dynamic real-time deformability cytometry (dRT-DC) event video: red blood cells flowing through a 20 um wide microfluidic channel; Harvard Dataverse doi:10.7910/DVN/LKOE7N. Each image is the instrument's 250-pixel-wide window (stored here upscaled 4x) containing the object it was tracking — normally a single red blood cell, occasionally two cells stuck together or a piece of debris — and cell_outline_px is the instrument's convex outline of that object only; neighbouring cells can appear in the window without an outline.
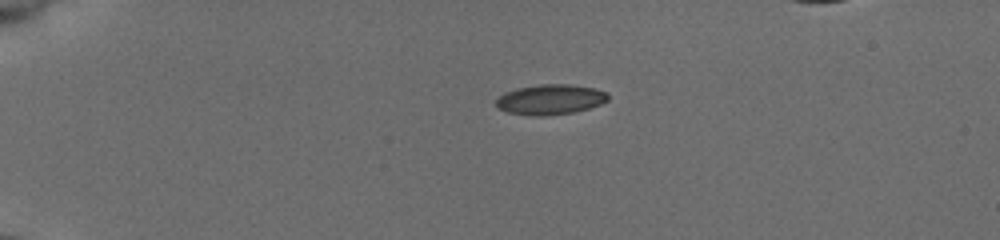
{"species": "common noctule bat (a hibernating species)", "species_latin": "Nyctalus noctula", "temperature_condition": "cold", "stored_images_in_passage": 42, "camera_frame_rate_fps": 3000, "um_per_image_px": 0.085, "animal": {"sex": "female", "body_mass_g": 19.5, "forearm_length_mm": 54.1}, "frame": {"image": 1, "passage_image": 1, "time_ms": 0.0, "image_size_px": [1000, 240], "cell_outline_px": [[608, 100], [600, 104], [588, 108], [572, 112], [544, 116], [532, 116], [508, 112], [496, 108], [496, 100], [504, 92], [516, 88], [540, 84], [568, 84], [596, 88], [608, 92]], "centroid_in_image_um": [46.76, 8.45], "position_along_channel_um": 38.2, "area_um2": 19.77}}
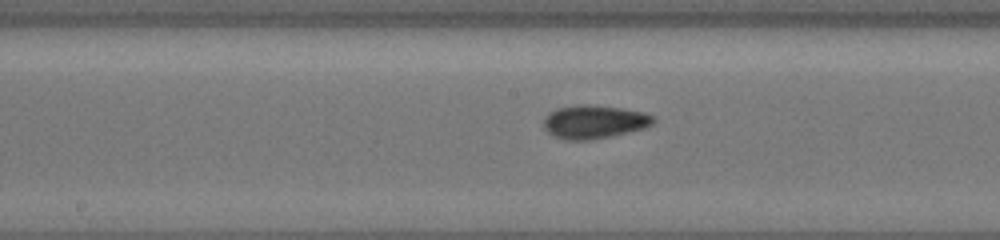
{"frame": {"image": 2, "passage_image": 18, "time_ms": 5.667, "image_size_px": [1000, 240], "cell_outline_px": [[656, 120], [652, 124], [644, 128], [612, 136], [588, 140], [568, 140], [556, 136], [548, 132], [544, 128], [544, 116], [548, 112], [556, 108], [576, 104], [592, 104], [620, 108], [644, 112], [656, 116]], "centroid_in_image_um": [50.51, 10.33], "position_along_channel_um": 197.7, "area_um2": 21.56}}
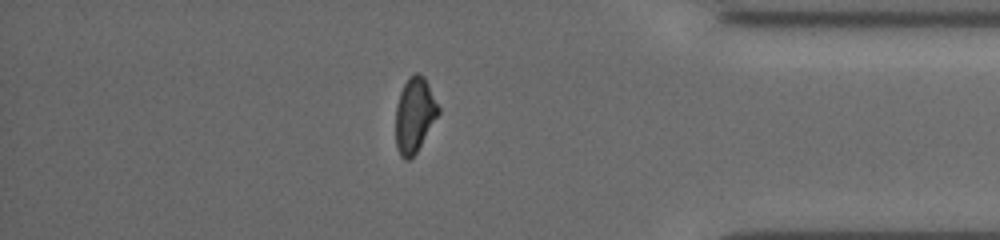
{"frame": {"image": 3, "passage_image": 35, "time_ms": 11.333, "image_size_px": [1000, 240], "cell_outline_px": [[440, 112], [416, 152], [408, 160], [404, 160], [400, 156], [396, 148], [396, 104], [400, 92], [408, 76], [416, 72], [424, 76], [440, 108]], "centroid_in_image_um": [35.22, 9.76], "position_along_channel_um": 400.0, "area_um2": 18.61}}